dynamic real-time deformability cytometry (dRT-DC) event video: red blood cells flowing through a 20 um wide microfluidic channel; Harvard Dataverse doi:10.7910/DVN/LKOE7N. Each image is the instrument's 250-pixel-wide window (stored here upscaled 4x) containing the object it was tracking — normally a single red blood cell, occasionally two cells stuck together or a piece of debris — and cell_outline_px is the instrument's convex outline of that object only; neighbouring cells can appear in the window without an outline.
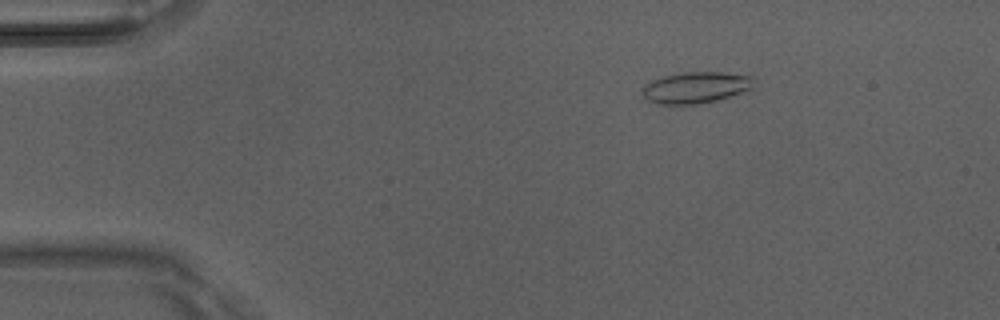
{"species": "Egyptian fruit bat (a non-hibernating species)", "species_latin": "Rousettus aegyptiacus", "temperature_condition": "room temperature", "stored_images_in_passage": 6, "camera_frame_rate_fps": 3000, "um_per_image_px": 0.085, "animal": {"sex": "male"}, "frame": {"image": 1, "passage_image": 6, "time_ms": 1.667, "image_size_px": [1000, 320], "cell_outline_px": [[756, 76], [752, 92], [716, 100], [696, 104], [660, 104], [648, 100], [644, 96], [644, 84], [652, 80], [664, 76], [684, 72], [720, 72]], "centroid_in_image_um": [59.27, 7.43], "position_along_channel_um": 25.7, "area_um2": 20.69}}